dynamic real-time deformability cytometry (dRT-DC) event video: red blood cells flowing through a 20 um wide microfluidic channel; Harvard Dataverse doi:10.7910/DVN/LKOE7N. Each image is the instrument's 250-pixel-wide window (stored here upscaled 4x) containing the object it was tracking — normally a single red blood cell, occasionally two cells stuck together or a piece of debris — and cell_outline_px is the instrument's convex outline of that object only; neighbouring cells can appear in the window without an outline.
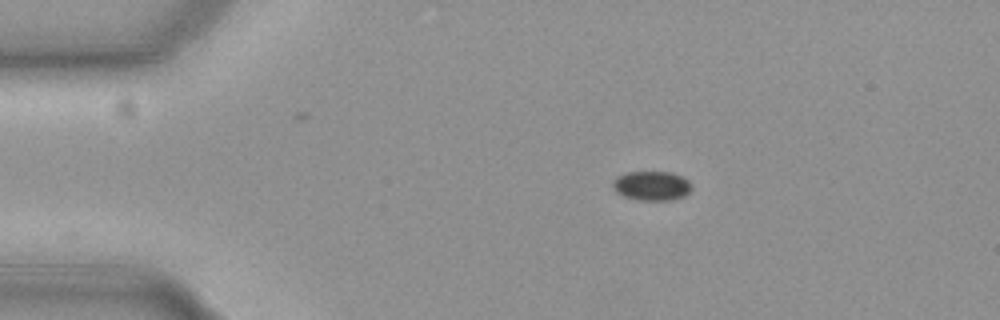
{"species": "common noctule bat (a hibernating species)", "species_latin": "Nyctalus noctula", "temperature_condition": "cold", "stored_images_in_passage": 31, "camera_frame_rate_fps": 3000, "um_per_image_px": 0.085, "animal": {"sex": "female", "body_mass_g": 19.3, "forearm_length_mm": 54.1}, "frame": {"image": 1, "passage_image": 1, "time_ms": 0.0, "image_size_px": [1000, 320], "cell_outline_px": [[692, 188], [684, 196], [672, 200], [636, 200], [624, 196], [616, 192], [612, 188], [612, 180], [616, 176], [624, 172], [672, 172], [684, 176], [688, 180]], "centroid_in_image_um": [55.36, 15.78], "position_along_channel_um": 29.6, "area_um2": 13.76}}
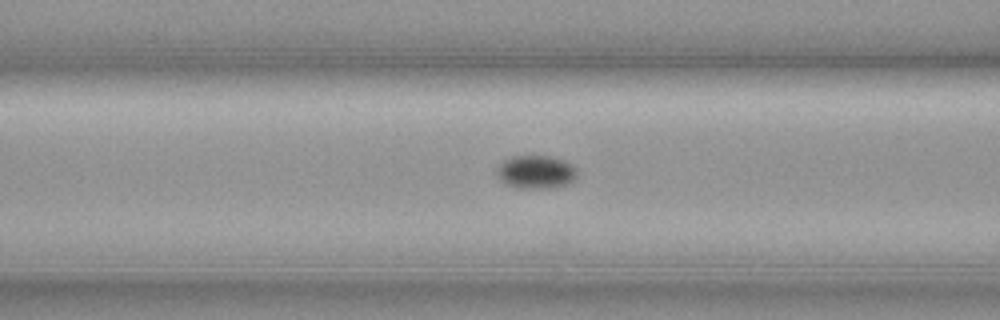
{"frame": {"image": 2, "passage_image": 13, "time_ms": 4.0, "image_size_px": [1000, 320], "cell_outline_px": [[576, 180], [568, 184], [548, 188], [520, 188], [504, 184], [500, 180], [496, 172], [496, 168], [504, 160], [512, 156], [548, 156], [564, 160], [572, 164], [576, 168]], "centroid_in_image_um": [45.55, 14.62], "position_along_channel_um": 121.0, "area_um2": 15.66}}
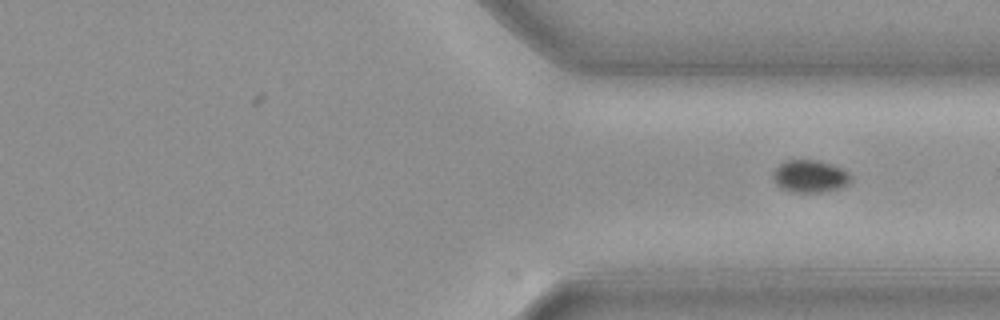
{"frame": {"image": 3, "passage_image": 31, "time_ms": 10.0, "image_size_px": [1000, 320], "cell_outline_px": [[852, 180], [848, 184], [840, 188], [824, 192], [792, 192], [780, 188], [772, 180], [772, 172], [784, 160], [816, 160], [832, 164], [848, 172], [852, 176]], "centroid_in_image_um": [68.83, 14.99], "position_along_channel_um": 342.6, "area_um2": 14.91}}